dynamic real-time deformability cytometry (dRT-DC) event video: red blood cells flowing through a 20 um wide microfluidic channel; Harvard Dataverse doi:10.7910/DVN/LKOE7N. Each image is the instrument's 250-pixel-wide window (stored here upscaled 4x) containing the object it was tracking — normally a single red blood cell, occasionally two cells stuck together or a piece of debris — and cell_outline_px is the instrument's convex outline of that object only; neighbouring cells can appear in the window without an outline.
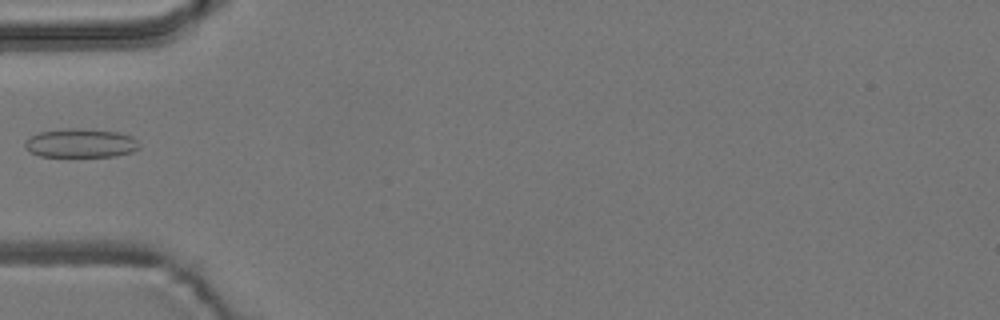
{"species": "common noctule bat (a hibernating species)", "species_latin": "Nyctalus noctula", "temperature_condition": "room temperature", "stored_images_in_passage": 3, "camera_frame_rate_fps": 3000, "um_per_image_px": 0.085, "animal": {"sex": "male", "body_mass_g": 19.2, "forearm_length_mm": 51.8}, "frame": {"image": 1, "passage_image": 2, "time_ms": 0.333, "image_size_px": [1000, 320], "cell_outline_px": [[140, 148], [132, 152], [116, 156], [40, 156], [24, 148], [24, 140], [40, 132], [64, 128], [80, 128], [120, 132], [132, 136], [140, 144]], "centroid_in_image_um": [6.88, 12.16], "position_along_channel_um": 78.1, "area_um2": 19.36}}
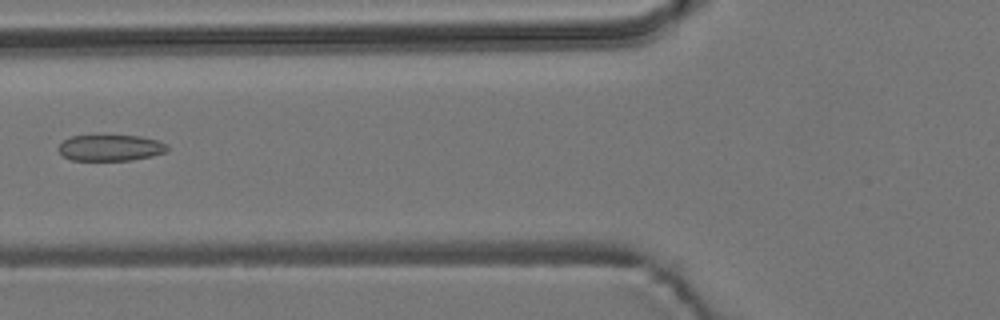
{"frame": {"image": 2, "passage_image": 3, "time_ms": 0.667, "image_size_px": [1000, 320], "cell_outline_px": [[168, 148], [164, 152], [152, 156], [132, 160], [72, 160], [64, 156], [56, 148], [64, 140], [72, 136], [96, 132], [140, 136], [160, 140], [168, 144]], "centroid_in_image_um": [9.38, 12.5], "position_along_channel_um": 116.4, "area_um2": 17.51}}